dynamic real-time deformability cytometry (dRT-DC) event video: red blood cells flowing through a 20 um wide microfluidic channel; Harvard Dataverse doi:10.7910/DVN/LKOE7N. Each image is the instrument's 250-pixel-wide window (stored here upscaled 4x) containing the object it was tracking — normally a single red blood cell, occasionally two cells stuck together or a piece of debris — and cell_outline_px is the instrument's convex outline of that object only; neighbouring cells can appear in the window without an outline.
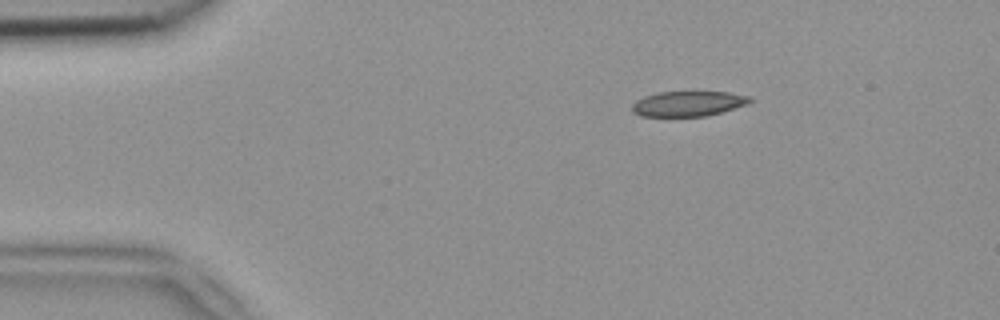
{"species": "common noctule bat (a hibernating species)", "species_latin": "Nyctalus noctula", "temperature_condition": "room temperature", "stored_images_in_passage": 46, "camera_frame_rate_fps": 3000, "um_per_image_px": 0.085, "animal": {"sex": "female", "body_mass_g": 18.4}, "frame": {"image": 1, "passage_image": 3, "time_ms": 0.667, "image_size_px": [1000, 320], "cell_outline_px": [[752, 100], [748, 104], [708, 116], [640, 116], [632, 112], [632, 104], [636, 100], [644, 96], [656, 92], [728, 92], [752, 96]], "centroid_in_image_um": [58.5, 8.81], "position_along_channel_um": 26.5, "area_um2": 17.4}}
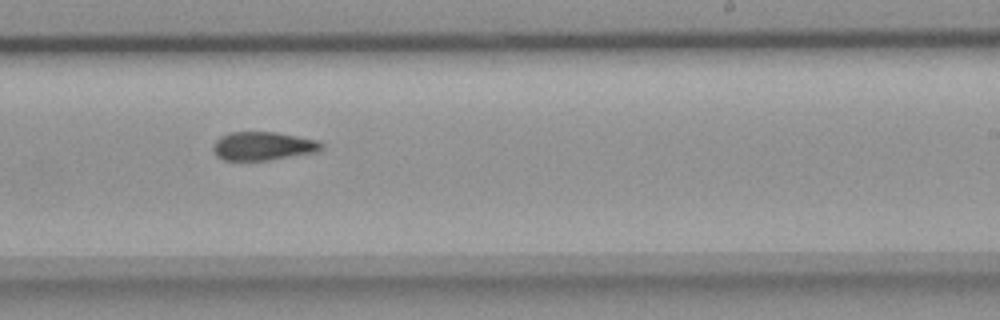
{"frame": {"image": 2, "passage_image": 26, "time_ms": 8.333, "image_size_px": [1000, 320], "cell_outline_px": [[324, 148], [316, 152], [268, 160], [224, 160], [216, 156], [212, 152], [212, 144], [220, 136], [228, 132], [276, 132], [320, 140], [324, 144]], "centroid_in_image_um": [22.35, 12.4], "position_along_channel_um": 266.7, "area_um2": 18.26}}
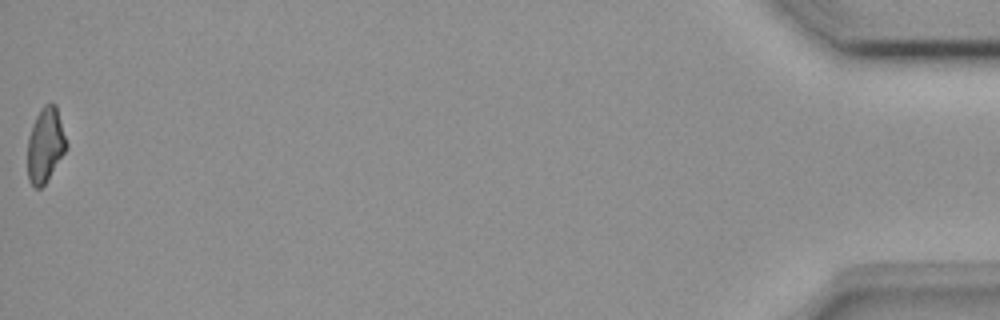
{"frame": {"image": 3, "passage_image": 46, "time_ms": 15.0, "image_size_px": [1000, 320], "cell_outline_px": [[68, 148], [44, 184], [40, 188], [36, 188], [28, 180], [28, 136], [32, 124], [40, 108], [44, 104], [52, 100], [56, 104], [68, 144]], "centroid_in_image_um": [3.87, 12.26], "position_along_channel_um": 431.3, "area_um2": 17.11}, "authors_computed_cell_mechanics": {"area_um2": 18.2937, "velocity_mm_per_s": 3.9488, "shape_relaxation_time_tau1_ms": null, "shape_relaxation_time_tau2_ms": 4.9775, "deformation_change_tau1": null, "deformation_change_tau2": 0.1195}}